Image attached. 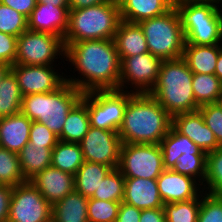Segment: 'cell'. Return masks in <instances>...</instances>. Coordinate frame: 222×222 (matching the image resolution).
Masks as SVG:
<instances>
[{
  "instance_id": "7dc6e473",
  "label": "cell",
  "mask_w": 222,
  "mask_h": 222,
  "mask_svg": "<svg viewBox=\"0 0 222 222\" xmlns=\"http://www.w3.org/2000/svg\"><path fill=\"white\" fill-rule=\"evenodd\" d=\"M104 2H107V0H69V8L81 9L97 4H102Z\"/></svg>"
},
{
  "instance_id": "db71d44e",
  "label": "cell",
  "mask_w": 222,
  "mask_h": 222,
  "mask_svg": "<svg viewBox=\"0 0 222 222\" xmlns=\"http://www.w3.org/2000/svg\"><path fill=\"white\" fill-rule=\"evenodd\" d=\"M108 2H112V3H116L118 5H120V3L123 1V0H107Z\"/></svg>"
},
{
  "instance_id": "7c38bea8",
  "label": "cell",
  "mask_w": 222,
  "mask_h": 222,
  "mask_svg": "<svg viewBox=\"0 0 222 222\" xmlns=\"http://www.w3.org/2000/svg\"><path fill=\"white\" fill-rule=\"evenodd\" d=\"M7 222H52V206L26 181L13 187Z\"/></svg>"
},
{
  "instance_id": "9c48e42d",
  "label": "cell",
  "mask_w": 222,
  "mask_h": 222,
  "mask_svg": "<svg viewBox=\"0 0 222 222\" xmlns=\"http://www.w3.org/2000/svg\"><path fill=\"white\" fill-rule=\"evenodd\" d=\"M59 58L65 59V46L61 37L27 29L17 38L15 64L56 65L54 62Z\"/></svg>"
},
{
  "instance_id": "e0dca14e",
  "label": "cell",
  "mask_w": 222,
  "mask_h": 222,
  "mask_svg": "<svg viewBox=\"0 0 222 222\" xmlns=\"http://www.w3.org/2000/svg\"><path fill=\"white\" fill-rule=\"evenodd\" d=\"M52 206L75 190L74 175L49 166L29 180Z\"/></svg>"
},
{
  "instance_id": "d590c367",
  "label": "cell",
  "mask_w": 222,
  "mask_h": 222,
  "mask_svg": "<svg viewBox=\"0 0 222 222\" xmlns=\"http://www.w3.org/2000/svg\"><path fill=\"white\" fill-rule=\"evenodd\" d=\"M206 156L182 154L171 170L192 177L203 186L206 179Z\"/></svg>"
},
{
  "instance_id": "9a60e30c",
  "label": "cell",
  "mask_w": 222,
  "mask_h": 222,
  "mask_svg": "<svg viewBox=\"0 0 222 222\" xmlns=\"http://www.w3.org/2000/svg\"><path fill=\"white\" fill-rule=\"evenodd\" d=\"M156 180L164 204L195 199L204 192L196 179L170 169H165Z\"/></svg>"
},
{
  "instance_id": "816d5d0a",
  "label": "cell",
  "mask_w": 222,
  "mask_h": 222,
  "mask_svg": "<svg viewBox=\"0 0 222 222\" xmlns=\"http://www.w3.org/2000/svg\"><path fill=\"white\" fill-rule=\"evenodd\" d=\"M192 1H195V2H204V3H213V4H215V5H217V6H219V4H220V7L222 8V0H192Z\"/></svg>"
},
{
  "instance_id": "bcb514c9",
  "label": "cell",
  "mask_w": 222,
  "mask_h": 222,
  "mask_svg": "<svg viewBox=\"0 0 222 222\" xmlns=\"http://www.w3.org/2000/svg\"><path fill=\"white\" fill-rule=\"evenodd\" d=\"M140 222H166L164 208L141 210Z\"/></svg>"
},
{
  "instance_id": "7a4b0ae2",
  "label": "cell",
  "mask_w": 222,
  "mask_h": 222,
  "mask_svg": "<svg viewBox=\"0 0 222 222\" xmlns=\"http://www.w3.org/2000/svg\"><path fill=\"white\" fill-rule=\"evenodd\" d=\"M172 127V117L149 93H134L128 100L118 130L121 142L160 144Z\"/></svg>"
},
{
  "instance_id": "ba28073f",
  "label": "cell",
  "mask_w": 222,
  "mask_h": 222,
  "mask_svg": "<svg viewBox=\"0 0 222 222\" xmlns=\"http://www.w3.org/2000/svg\"><path fill=\"white\" fill-rule=\"evenodd\" d=\"M131 91L94 90L83 93L91 127L118 132L123 123L124 111Z\"/></svg>"
},
{
  "instance_id": "83f0119b",
  "label": "cell",
  "mask_w": 222,
  "mask_h": 222,
  "mask_svg": "<svg viewBox=\"0 0 222 222\" xmlns=\"http://www.w3.org/2000/svg\"><path fill=\"white\" fill-rule=\"evenodd\" d=\"M90 127L87 105L80 100L67 115L60 141L79 143L87 134Z\"/></svg>"
},
{
  "instance_id": "ab89813d",
  "label": "cell",
  "mask_w": 222,
  "mask_h": 222,
  "mask_svg": "<svg viewBox=\"0 0 222 222\" xmlns=\"http://www.w3.org/2000/svg\"><path fill=\"white\" fill-rule=\"evenodd\" d=\"M198 111L203 116L205 124L214 133L218 144L222 146V108L214 103L203 105Z\"/></svg>"
},
{
  "instance_id": "44dd1931",
  "label": "cell",
  "mask_w": 222,
  "mask_h": 222,
  "mask_svg": "<svg viewBox=\"0 0 222 222\" xmlns=\"http://www.w3.org/2000/svg\"><path fill=\"white\" fill-rule=\"evenodd\" d=\"M114 42L120 61L125 57L149 52L145 35L138 23L121 20L114 36Z\"/></svg>"
},
{
  "instance_id": "e575fe53",
  "label": "cell",
  "mask_w": 222,
  "mask_h": 222,
  "mask_svg": "<svg viewBox=\"0 0 222 222\" xmlns=\"http://www.w3.org/2000/svg\"><path fill=\"white\" fill-rule=\"evenodd\" d=\"M201 195L188 201L166 203L163 208L167 222H197Z\"/></svg>"
},
{
  "instance_id": "d6986e66",
  "label": "cell",
  "mask_w": 222,
  "mask_h": 222,
  "mask_svg": "<svg viewBox=\"0 0 222 222\" xmlns=\"http://www.w3.org/2000/svg\"><path fill=\"white\" fill-rule=\"evenodd\" d=\"M123 202L141 210L164 206L157 180L144 178H125Z\"/></svg>"
},
{
  "instance_id": "4fadbf2b",
  "label": "cell",
  "mask_w": 222,
  "mask_h": 222,
  "mask_svg": "<svg viewBox=\"0 0 222 222\" xmlns=\"http://www.w3.org/2000/svg\"><path fill=\"white\" fill-rule=\"evenodd\" d=\"M79 144L84 161L101 163L112 169L118 168L122 145L118 132L90 126Z\"/></svg>"
},
{
  "instance_id": "ac0fdd59",
  "label": "cell",
  "mask_w": 222,
  "mask_h": 222,
  "mask_svg": "<svg viewBox=\"0 0 222 222\" xmlns=\"http://www.w3.org/2000/svg\"><path fill=\"white\" fill-rule=\"evenodd\" d=\"M69 7L37 3L27 18L28 29L64 38L68 28Z\"/></svg>"
},
{
  "instance_id": "6da1fadb",
  "label": "cell",
  "mask_w": 222,
  "mask_h": 222,
  "mask_svg": "<svg viewBox=\"0 0 222 222\" xmlns=\"http://www.w3.org/2000/svg\"><path fill=\"white\" fill-rule=\"evenodd\" d=\"M65 61L71 64L73 74H79L65 76L66 82L81 92L119 90L121 61L114 39L69 43L65 46Z\"/></svg>"
},
{
  "instance_id": "7bdbcfd3",
  "label": "cell",
  "mask_w": 222,
  "mask_h": 222,
  "mask_svg": "<svg viewBox=\"0 0 222 222\" xmlns=\"http://www.w3.org/2000/svg\"><path fill=\"white\" fill-rule=\"evenodd\" d=\"M141 209L121 202L116 222H140Z\"/></svg>"
},
{
  "instance_id": "277c9868",
  "label": "cell",
  "mask_w": 222,
  "mask_h": 222,
  "mask_svg": "<svg viewBox=\"0 0 222 222\" xmlns=\"http://www.w3.org/2000/svg\"><path fill=\"white\" fill-rule=\"evenodd\" d=\"M82 95L83 92L65 82L56 91L23 96L21 112L31 121L44 124L59 137L67 115L82 99Z\"/></svg>"
},
{
  "instance_id": "cb8c5ba5",
  "label": "cell",
  "mask_w": 222,
  "mask_h": 222,
  "mask_svg": "<svg viewBox=\"0 0 222 222\" xmlns=\"http://www.w3.org/2000/svg\"><path fill=\"white\" fill-rule=\"evenodd\" d=\"M164 169H172L182 154L207 155L188 137L179 134L173 127L160 142Z\"/></svg>"
},
{
  "instance_id": "30bf717a",
  "label": "cell",
  "mask_w": 222,
  "mask_h": 222,
  "mask_svg": "<svg viewBox=\"0 0 222 222\" xmlns=\"http://www.w3.org/2000/svg\"><path fill=\"white\" fill-rule=\"evenodd\" d=\"M118 169L125 178L156 180L165 170L160 145L123 143Z\"/></svg>"
},
{
  "instance_id": "681fc988",
  "label": "cell",
  "mask_w": 222,
  "mask_h": 222,
  "mask_svg": "<svg viewBox=\"0 0 222 222\" xmlns=\"http://www.w3.org/2000/svg\"><path fill=\"white\" fill-rule=\"evenodd\" d=\"M215 75L221 80L222 82V49L219 52V56L216 62L215 67Z\"/></svg>"
},
{
  "instance_id": "8fae6325",
  "label": "cell",
  "mask_w": 222,
  "mask_h": 222,
  "mask_svg": "<svg viewBox=\"0 0 222 222\" xmlns=\"http://www.w3.org/2000/svg\"><path fill=\"white\" fill-rule=\"evenodd\" d=\"M162 61L150 52L125 57L120 65L119 90L133 88L132 93H150L156 85Z\"/></svg>"
},
{
  "instance_id": "f546056e",
  "label": "cell",
  "mask_w": 222,
  "mask_h": 222,
  "mask_svg": "<svg viewBox=\"0 0 222 222\" xmlns=\"http://www.w3.org/2000/svg\"><path fill=\"white\" fill-rule=\"evenodd\" d=\"M22 99L16 76L10 70L0 82V119L20 113Z\"/></svg>"
},
{
  "instance_id": "f907efd6",
  "label": "cell",
  "mask_w": 222,
  "mask_h": 222,
  "mask_svg": "<svg viewBox=\"0 0 222 222\" xmlns=\"http://www.w3.org/2000/svg\"><path fill=\"white\" fill-rule=\"evenodd\" d=\"M11 70V66L5 63H0V82L4 76Z\"/></svg>"
},
{
  "instance_id": "f6af8a7d",
  "label": "cell",
  "mask_w": 222,
  "mask_h": 222,
  "mask_svg": "<svg viewBox=\"0 0 222 222\" xmlns=\"http://www.w3.org/2000/svg\"><path fill=\"white\" fill-rule=\"evenodd\" d=\"M0 3L9 6L28 18L36 7L37 0H0Z\"/></svg>"
},
{
  "instance_id": "d4e9b609",
  "label": "cell",
  "mask_w": 222,
  "mask_h": 222,
  "mask_svg": "<svg viewBox=\"0 0 222 222\" xmlns=\"http://www.w3.org/2000/svg\"><path fill=\"white\" fill-rule=\"evenodd\" d=\"M89 198L73 191L52 205V222H89L87 204Z\"/></svg>"
},
{
  "instance_id": "ee69618b",
  "label": "cell",
  "mask_w": 222,
  "mask_h": 222,
  "mask_svg": "<svg viewBox=\"0 0 222 222\" xmlns=\"http://www.w3.org/2000/svg\"><path fill=\"white\" fill-rule=\"evenodd\" d=\"M13 187L0 185V222H7Z\"/></svg>"
},
{
  "instance_id": "d6a6232c",
  "label": "cell",
  "mask_w": 222,
  "mask_h": 222,
  "mask_svg": "<svg viewBox=\"0 0 222 222\" xmlns=\"http://www.w3.org/2000/svg\"><path fill=\"white\" fill-rule=\"evenodd\" d=\"M25 182L18 154L0 147V185L14 187Z\"/></svg>"
},
{
  "instance_id": "5bb4252c",
  "label": "cell",
  "mask_w": 222,
  "mask_h": 222,
  "mask_svg": "<svg viewBox=\"0 0 222 222\" xmlns=\"http://www.w3.org/2000/svg\"><path fill=\"white\" fill-rule=\"evenodd\" d=\"M57 65L13 64L11 71L16 76L22 96L34 93L56 91L66 82L63 71L58 72ZM56 70V71H55Z\"/></svg>"
},
{
  "instance_id": "8992f818",
  "label": "cell",
  "mask_w": 222,
  "mask_h": 222,
  "mask_svg": "<svg viewBox=\"0 0 222 222\" xmlns=\"http://www.w3.org/2000/svg\"><path fill=\"white\" fill-rule=\"evenodd\" d=\"M181 18L185 44H222V9L213 3L174 0Z\"/></svg>"
},
{
  "instance_id": "74e56055",
  "label": "cell",
  "mask_w": 222,
  "mask_h": 222,
  "mask_svg": "<svg viewBox=\"0 0 222 222\" xmlns=\"http://www.w3.org/2000/svg\"><path fill=\"white\" fill-rule=\"evenodd\" d=\"M27 29L26 16L0 3V32L19 37Z\"/></svg>"
},
{
  "instance_id": "3957f363",
  "label": "cell",
  "mask_w": 222,
  "mask_h": 222,
  "mask_svg": "<svg viewBox=\"0 0 222 222\" xmlns=\"http://www.w3.org/2000/svg\"><path fill=\"white\" fill-rule=\"evenodd\" d=\"M193 72L183 57L163 60L156 85L149 93L173 117L198 111L192 88Z\"/></svg>"
},
{
  "instance_id": "f5cc1de1",
  "label": "cell",
  "mask_w": 222,
  "mask_h": 222,
  "mask_svg": "<svg viewBox=\"0 0 222 222\" xmlns=\"http://www.w3.org/2000/svg\"><path fill=\"white\" fill-rule=\"evenodd\" d=\"M217 105H219L222 108V89L217 100Z\"/></svg>"
},
{
  "instance_id": "52a82bcc",
  "label": "cell",
  "mask_w": 222,
  "mask_h": 222,
  "mask_svg": "<svg viewBox=\"0 0 222 222\" xmlns=\"http://www.w3.org/2000/svg\"><path fill=\"white\" fill-rule=\"evenodd\" d=\"M145 35L148 51L162 60L183 57L185 37L175 5L165 14L138 23Z\"/></svg>"
},
{
  "instance_id": "60d3db41",
  "label": "cell",
  "mask_w": 222,
  "mask_h": 222,
  "mask_svg": "<svg viewBox=\"0 0 222 222\" xmlns=\"http://www.w3.org/2000/svg\"><path fill=\"white\" fill-rule=\"evenodd\" d=\"M58 141V137L53 132H51L44 124L32 121L29 134L30 143L45 148H54Z\"/></svg>"
},
{
  "instance_id": "4316f807",
  "label": "cell",
  "mask_w": 222,
  "mask_h": 222,
  "mask_svg": "<svg viewBox=\"0 0 222 222\" xmlns=\"http://www.w3.org/2000/svg\"><path fill=\"white\" fill-rule=\"evenodd\" d=\"M111 170L112 168L107 165L84 161L74 175L75 191L91 198Z\"/></svg>"
},
{
  "instance_id": "7402d4cb",
  "label": "cell",
  "mask_w": 222,
  "mask_h": 222,
  "mask_svg": "<svg viewBox=\"0 0 222 222\" xmlns=\"http://www.w3.org/2000/svg\"><path fill=\"white\" fill-rule=\"evenodd\" d=\"M174 6V0H123L120 7L121 20L139 23L165 14Z\"/></svg>"
},
{
  "instance_id": "4dcf8cb0",
  "label": "cell",
  "mask_w": 222,
  "mask_h": 222,
  "mask_svg": "<svg viewBox=\"0 0 222 222\" xmlns=\"http://www.w3.org/2000/svg\"><path fill=\"white\" fill-rule=\"evenodd\" d=\"M192 88L196 104L201 107L217 103L222 82L215 74L193 73Z\"/></svg>"
},
{
  "instance_id": "1f68e13d",
  "label": "cell",
  "mask_w": 222,
  "mask_h": 222,
  "mask_svg": "<svg viewBox=\"0 0 222 222\" xmlns=\"http://www.w3.org/2000/svg\"><path fill=\"white\" fill-rule=\"evenodd\" d=\"M203 190L208 194L222 196V146L207 153Z\"/></svg>"
},
{
  "instance_id": "484cf974",
  "label": "cell",
  "mask_w": 222,
  "mask_h": 222,
  "mask_svg": "<svg viewBox=\"0 0 222 222\" xmlns=\"http://www.w3.org/2000/svg\"><path fill=\"white\" fill-rule=\"evenodd\" d=\"M52 149L28 142L18 153L20 167L26 181L51 166Z\"/></svg>"
},
{
  "instance_id": "b9f144b4",
  "label": "cell",
  "mask_w": 222,
  "mask_h": 222,
  "mask_svg": "<svg viewBox=\"0 0 222 222\" xmlns=\"http://www.w3.org/2000/svg\"><path fill=\"white\" fill-rule=\"evenodd\" d=\"M17 38L14 35H9L0 32V63H5L10 66L15 64L17 56Z\"/></svg>"
},
{
  "instance_id": "f1b7e54d",
  "label": "cell",
  "mask_w": 222,
  "mask_h": 222,
  "mask_svg": "<svg viewBox=\"0 0 222 222\" xmlns=\"http://www.w3.org/2000/svg\"><path fill=\"white\" fill-rule=\"evenodd\" d=\"M84 163L79 143L58 141L52 149L51 166L75 175Z\"/></svg>"
},
{
  "instance_id": "f35d334b",
  "label": "cell",
  "mask_w": 222,
  "mask_h": 222,
  "mask_svg": "<svg viewBox=\"0 0 222 222\" xmlns=\"http://www.w3.org/2000/svg\"><path fill=\"white\" fill-rule=\"evenodd\" d=\"M197 222H222V196L201 194Z\"/></svg>"
},
{
  "instance_id": "836d02e7",
  "label": "cell",
  "mask_w": 222,
  "mask_h": 222,
  "mask_svg": "<svg viewBox=\"0 0 222 222\" xmlns=\"http://www.w3.org/2000/svg\"><path fill=\"white\" fill-rule=\"evenodd\" d=\"M125 177L118 168L112 169L102 180L91 198L97 200L122 202L124 198Z\"/></svg>"
},
{
  "instance_id": "5b68a950",
  "label": "cell",
  "mask_w": 222,
  "mask_h": 222,
  "mask_svg": "<svg viewBox=\"0 0 222 222\" xmlns=\"http://www.w3.org/2000/svg\"><path fill=\"white\" fill-rule=\"evenodd\" d=\"M121 21L120 7L104 2L81 9H70L64 46L84 40L114 39Z\"/></svg>"
},
{
  "instance_id": "8d00e7d4",
  "label": "cell",
  "mask_w": 222,
  "mask_h": 222,
  "mask_svg": "<svg viewBox=\"0 0 222 222\" xmlns=\"http://www.w3.org/2000/svg\"><path fill=\"white\" fill-rule=\"evenodd\" d=\"M121 202L89 198L87 216L89 222H116Z\"/></svg>"
},
{
  "instance_id": "c3c4849f",
  "label": "cell",
  "mask_w": 222,
  "mask_h": 222,
  "mask_svg": "<svg viewBox=\"0 0 222 222\" xmlns=\"http://www.w3.org/2000/svg\"><path fill=\"white\" fill-rule=\"evenodd\" d=\"M37 3L48 4L56 7H69V0H37Z\"/></svg>"
},
{
  "instance_id": "2e32d148",
  "label": "cell",
  "mask_w": 222,
  "mask_h": 222,
  "mask_svg": "<svg viewBox=\"0 0 222 222\" xmlns=\"http://www.w3.org/2000/svg\"><path fill=\"white\" fill-rule=\"evenodd\" d=\"M172 127L179 134L188 137L206 154L220 147L214 133L205 124L203 116L199 111L173 116Z\"/></svg>"
},
{
  "instance_id": "603a6c76",
  "label": "cell",
  "mask_w": 222,
  "mask_h": 222,
  "mask_svg": "<svg viewBox=\"0 0 222 222\" xmlns=\"http://www.w3.org/2000/svg\"><path fill=\"white\" fill-rule=\"evenodd\" d=\"M221 49L222 44H185L183 58L193 73L215 74L216 62Z\"/></svg>"
},
{
  "instance_id": "ffe728a7",
  "label": "cell",
  "mask_w": 222,
  "mask_h": 222,
  "mask_svg": "<svg viewBox=\"0 0 222 222\" xmlns=\"http://www.w3.org/2000/svg\"><path fill=\"white\" fill-rule=\"evenodd\" d=\"M32 121L22 112L0 119V147L19 153L29 142Z\"/></svg>"
}]
</instances>
